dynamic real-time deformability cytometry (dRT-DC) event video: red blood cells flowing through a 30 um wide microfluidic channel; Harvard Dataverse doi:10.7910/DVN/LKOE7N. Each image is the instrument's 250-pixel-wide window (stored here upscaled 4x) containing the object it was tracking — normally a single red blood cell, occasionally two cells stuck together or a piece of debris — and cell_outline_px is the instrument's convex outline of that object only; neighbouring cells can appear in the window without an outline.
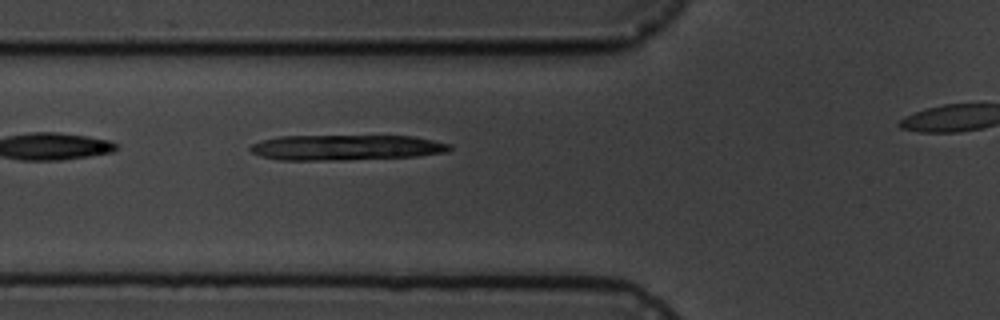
{"species": "common noctule bat (a hibernating species)", "species_latin": "Nyctalus noctula", "temperature_condition": "cold", "stored_images_in_passage": 6, "segment_of_instrument_passage": [1, 2], "camera_frame_rate_fps": 3000, "um_per_image_px": 0.085, "animal": {"sex": "male", "body_mass_g": 19.5, "forearm_length_mm": 54.6}, "frame": {"image": 1, "passage_image": 5, "time_ms": 4.333, "image_size_px": [1000, 320], "cell_outline_px": [[452, 148], [448, 152], [416, 156], [344, 160], [280, 160], [260, 156], [252, 152], [248, 148], [252, 144], [260, 140], [280, 136], [412, 136], [452, 144]], "centroid_in_image_um": [29.41, 12.54], "position_along_channel_um": 96.4, "area_um2": 29.65}}